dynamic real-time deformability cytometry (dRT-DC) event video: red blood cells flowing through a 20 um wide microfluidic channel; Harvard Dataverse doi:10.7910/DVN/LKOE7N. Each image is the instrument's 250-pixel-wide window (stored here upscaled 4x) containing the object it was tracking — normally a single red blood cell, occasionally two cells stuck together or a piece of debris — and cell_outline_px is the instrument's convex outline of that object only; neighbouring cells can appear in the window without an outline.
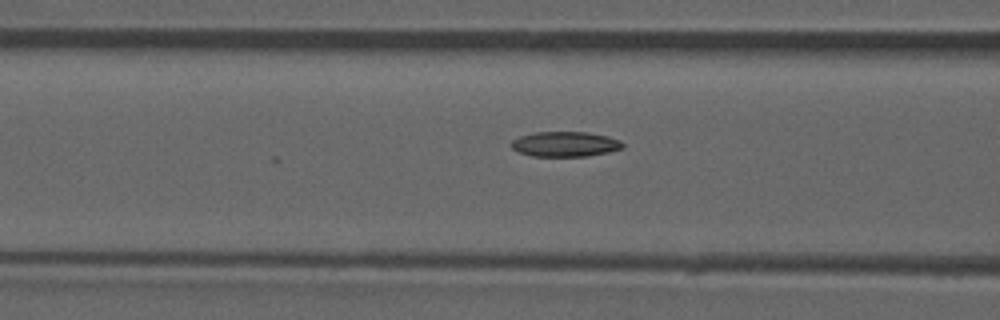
{"species": "common noctule bat (a hibernating species)", "species_latin": "Nyctalus noctula", "temperature_condition": "room temperature", "stored_images_in_passage": 22, "camera_frame_rate_fps": 3000, "um_per_image_px": 0.085, "animal": {"sex": "male", "forearm_length_mm": 52.5}, "frame": {"image": 1, "passage_image": 18, "time_ms": 5.667, "image_size_px": [1000, 320], "cell_outline_px": [[624, 148], [608, 152], [588, 156], [532, 156], [520, 152], [512, 148], [512, 140], [520, 136], [532, 132], [588, 132], [608, 136], [620, 140], [624, 144]], "centroid_in_image_um": [48.06, 12.24], "position_along_channel_um": 118.5, "area_um2": 16.3}}